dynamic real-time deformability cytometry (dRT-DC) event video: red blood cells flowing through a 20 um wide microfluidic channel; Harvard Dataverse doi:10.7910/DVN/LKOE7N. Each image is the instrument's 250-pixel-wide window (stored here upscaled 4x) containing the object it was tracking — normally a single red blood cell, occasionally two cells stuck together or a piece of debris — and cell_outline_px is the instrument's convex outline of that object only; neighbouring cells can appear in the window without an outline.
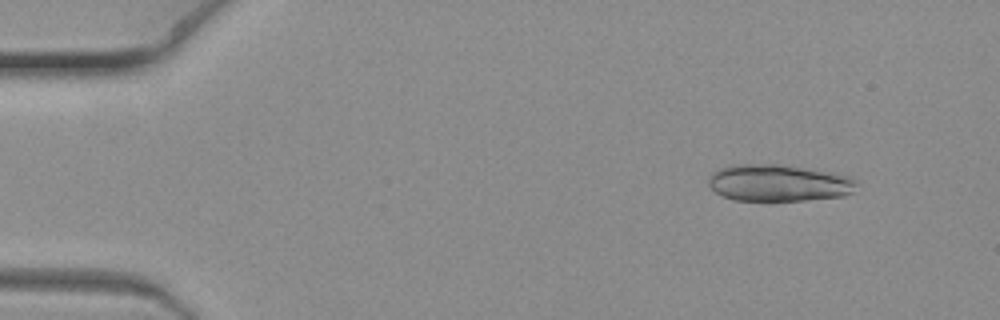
{"species": "common noctule bat (a hibernating species)", "species_latin": "Nyctalus noctula", "temperature_condition": "warm", "stored_images_in_passage": 8, "camera_frame_rate_fps": 3000, "um_per_image_px": 0.085, "animal": {"sex": "female", "body_mass_g": 19.3, "forearm_length_mm": 54.1}, "frame": {"image": 1, "passage_image": 3, "time_ms": 0.667, "image_size_px": [1000, 320], "cell_outline_px": [[856, 184], [852, 192], [844, 196], [804, 200], [732, 200], [716, 192], [708, 184], [708, 180], [712, 172], [720, 168], [732, 164], [780, 164], [852, 176], [856, 180]], "centroid_in_image_um": [66.16, 15.54], "position_along_channel_um": 18.8, "area_um2": 31.67}}